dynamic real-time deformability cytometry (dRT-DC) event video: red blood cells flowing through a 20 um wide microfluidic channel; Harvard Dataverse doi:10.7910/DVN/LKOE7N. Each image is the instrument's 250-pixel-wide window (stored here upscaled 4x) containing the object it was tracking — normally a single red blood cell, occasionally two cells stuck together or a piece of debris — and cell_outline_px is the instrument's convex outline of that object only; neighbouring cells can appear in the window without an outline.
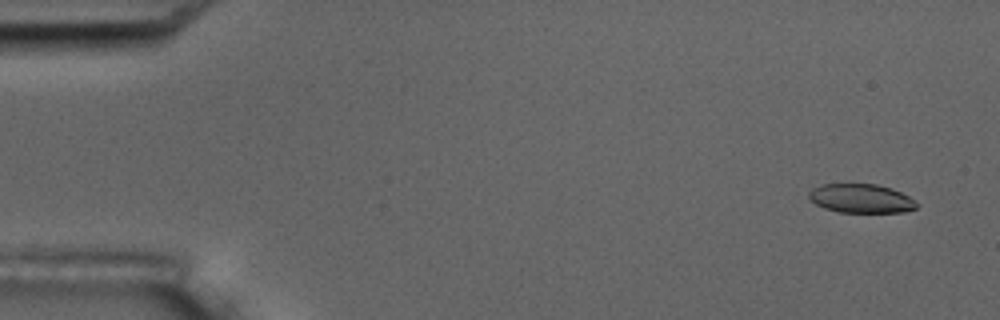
{"species": "common noctule bat (a hibernating species)", "species_latin": "Nyctalus noctula", "temperature_condition": "room temperature", "stored_images_in_passage": 5, "camera_frame_rate_fps": 3000, "um_per_image_px": 0.085, "animal": {"sex": "male", "body_mass_g": 17.5, "forearm_length_mm": 52.3}, "frame": {"image": 1, "passage_image": 1, "time_ms": 0.0, "image_size_px": [1000, 320], "cell_outline_px": [[920, 204], [916, 208], [904, 212], [840, 212], [824, 208], [816, 204], [808, 196], [808, 192], [812, 188], [820, 184], [876, 184], [892, 188], [908, 196]], "centroid_in_image_um": [73.19, 16.86], "position_along_channel_um": 11.8, "area_um2": 18.21}}
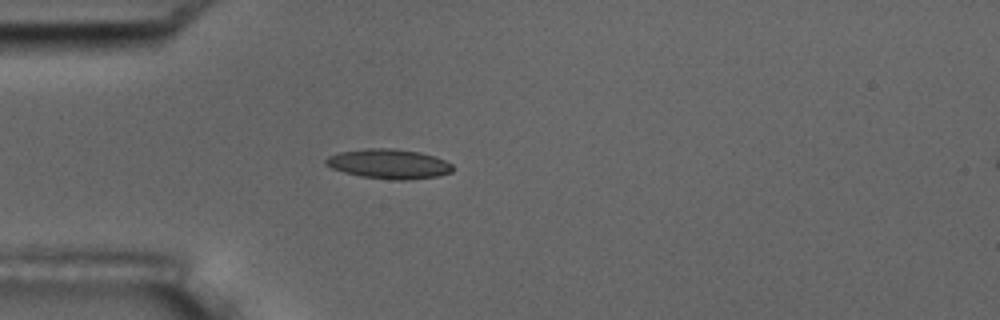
{"frame": {"image": 2, "passage_image": 5, "time_ms": 4.333, "image_size_px": [1000, 320], "cell_outline_px": [[452, 172], [436, 176], [404, 180], [396, 180], [360, 176], [344, 172], [332, 168], [324, 164], [324, 160], [328, 156], [340, 152], [364, 148], [392, 148], [420, 152], [436, 156], [452, 164]], "centroid_in_image_um": [33.03, 13.92], "position_along_channel_um": 52.0, "area_um2": 21.91}}